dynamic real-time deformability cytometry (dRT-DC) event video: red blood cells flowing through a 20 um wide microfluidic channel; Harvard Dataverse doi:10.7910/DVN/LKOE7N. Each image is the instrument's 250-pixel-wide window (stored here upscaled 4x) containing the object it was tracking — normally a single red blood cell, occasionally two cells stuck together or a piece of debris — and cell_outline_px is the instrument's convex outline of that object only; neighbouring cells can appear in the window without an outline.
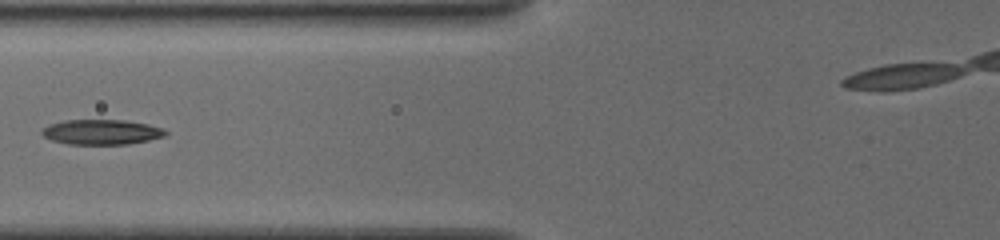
{"species": "common noctule bat (a hibernating species)", "species_latin": "Nyctalus noctula", "temperature_condition": "cold", "stored_images_in_passage": 8, "camera_frame_rate_fps": 3000, "um_per_image_px": 0.085, "animal": {"sex": "female", "body_mass_g": 19.5, "forearm_length_mm": 54.1}, "frame": {"image": 1, "passage_image": 4, "time_ms": 2.333, "image_size_px": [1000, 240], "cell_outline_px": [[168, 132], [164, 136], [148, 140], [128, 144], [68, 144], [52, 140], [44, 136], [40, 132], [44, 128], [52, 124], [64, 120], [124, 120], [148, 124], [164, 128]], "centroid_in_image_um": [8.66, 11.22], "position_along_channel_um": 117.1, "area_um2": 17.92}}
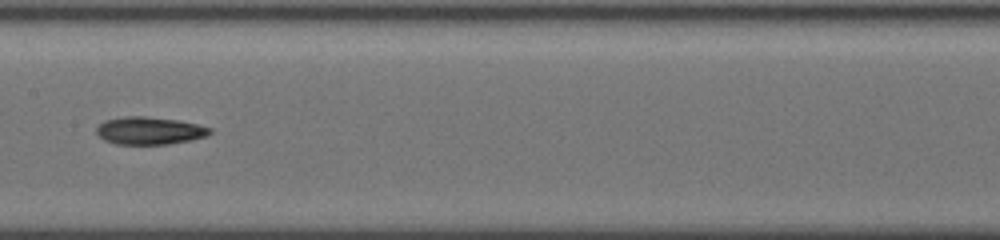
{"frame": {"image": 2, "passage_image": 7, "time_ms": 4.333, "image_size_px": [1000, 240], "cell_outline_px": [[212, 132], [204, 136], [192, 140], [168, 144], [116, 144], [104, 140], [96, 132], [96, 128], [100, 124], [108, 120], [124, 116], [144, 116], [176, 120], [196, 124], [212, 128]], "centroid_in_image_um": [12.71, 11.11], "position_along_channel_um": 194.7, "area_um2": 18.03}}